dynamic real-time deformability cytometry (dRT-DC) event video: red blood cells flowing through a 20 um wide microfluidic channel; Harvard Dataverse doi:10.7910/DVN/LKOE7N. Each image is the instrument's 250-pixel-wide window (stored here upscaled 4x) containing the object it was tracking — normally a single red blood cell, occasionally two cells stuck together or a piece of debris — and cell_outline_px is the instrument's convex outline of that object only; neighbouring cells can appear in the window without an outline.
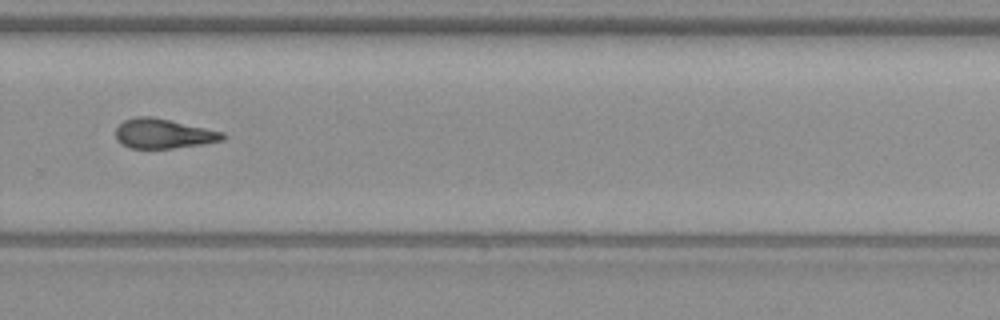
{"species": "common noctule bat (a hibernating species)", "species_latin": "Nyctalus noctula", "temperature_condition": "warm", "stored_images_in_passage": 33, "camera_frame_rate_fps": 3000, "um_per_image_px": 0.085, "animal": {"sex": "female", "body_mass_g": 19.3, "forearm_length_mm": 54.1}, "frame": {"image": 1, "passage_image": 24, "time_ms": 7.667, "image_size_px": [1000, 320], "cell_outline_px": [[228, 136], [224, 140], [200, 144], [172, 148], [128, 148], [120, 144], [116, 140], [116, 128], [124, 120], [136, 116], [152, 116], [224, 132]], "centroid_in_image_um": [13.87, 11.36], "position_along_channel_um": 315.9, "area_um2": 18.55}, "authors_computed_cell_mechanics": {"area_um2": 19.0162, "velocity_mm_per_s": 3.9446, "shape_relaxation_time_tau1_ms": 6.9989, "shape_relaxation_time_tau2_ms": 8.2529, "deformation_change_tau1": 0.1874, "deformation_change_tau2": 0.2399}}